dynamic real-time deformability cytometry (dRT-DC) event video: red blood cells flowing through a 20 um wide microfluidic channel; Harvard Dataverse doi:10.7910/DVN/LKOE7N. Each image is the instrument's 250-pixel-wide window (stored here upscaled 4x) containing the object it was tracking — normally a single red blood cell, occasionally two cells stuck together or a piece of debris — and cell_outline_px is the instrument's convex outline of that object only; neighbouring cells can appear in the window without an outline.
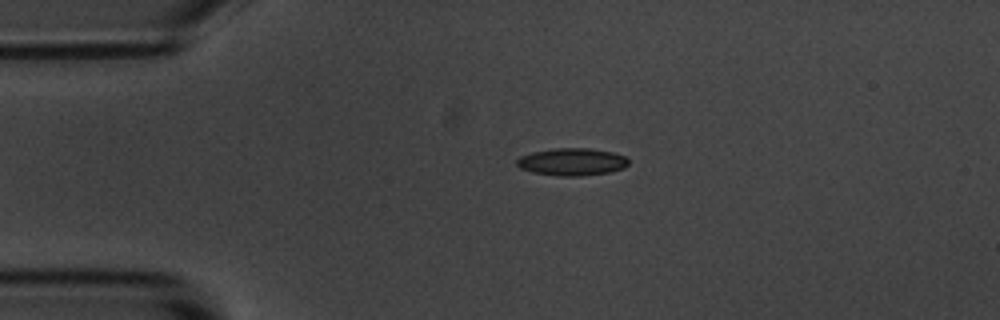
{"species": "common noctule bat (a hibernating species)", "species_latin": "Nyctalus noctula", "temperature_condition": "room temperature", "stored_images_in_passage": 5, "camera_frame_rate_fps": 3000, "um_per_image_px": 0.085, "animal": {"sex": "male", "body_mass_g": 20.1, "forearm_length_mm": 53.5}, "frame": {"image": 1, "passage_image": 3, "time_ms": 2.333, "image_size_px": [1000, 320], "cell_outline_px": [[628, 164], [624, 168], [612, 172], [580, 176], [556, 176], [532, 172], [520, 168], [516, 164], [516, 160], [520, 156], [532, 152], [552, 148], [588, 148], [612, 152], [624, 156], [628, 160]], "centroid_in_image_um": [48.6, 13.76], "position_along_channel_um": 36.4, "area_um2": 17.98}}
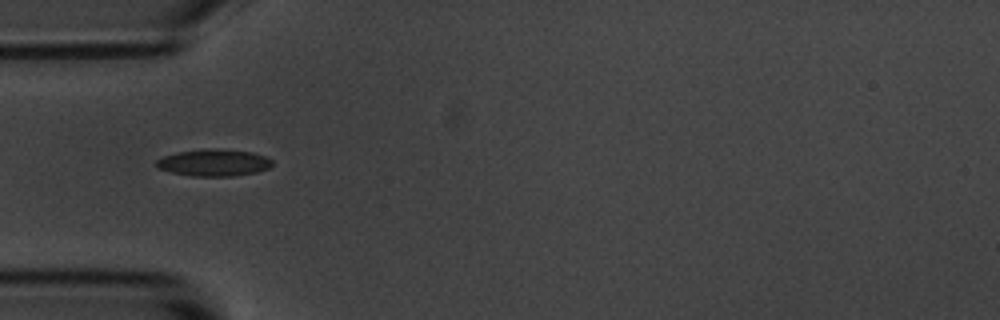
{"frame": {"image": 2, "passage_image": 4, "time_ms": 4.0, "image_size_px": [1000, 320], "cell_outline_px": [[272, 164], [268, 168], [256, 172], [232, 176], [192, 176], [172, 172], [156, 168], [156, 160], [164, 156], [176, 152], [204, 148], [216, 148], [252, 152], [264, 156], [272, 160]], "centroid_in_image_um": [18.14, 13.81], "position_along_channel_um": 66.9, "area_um2": 18.21}}